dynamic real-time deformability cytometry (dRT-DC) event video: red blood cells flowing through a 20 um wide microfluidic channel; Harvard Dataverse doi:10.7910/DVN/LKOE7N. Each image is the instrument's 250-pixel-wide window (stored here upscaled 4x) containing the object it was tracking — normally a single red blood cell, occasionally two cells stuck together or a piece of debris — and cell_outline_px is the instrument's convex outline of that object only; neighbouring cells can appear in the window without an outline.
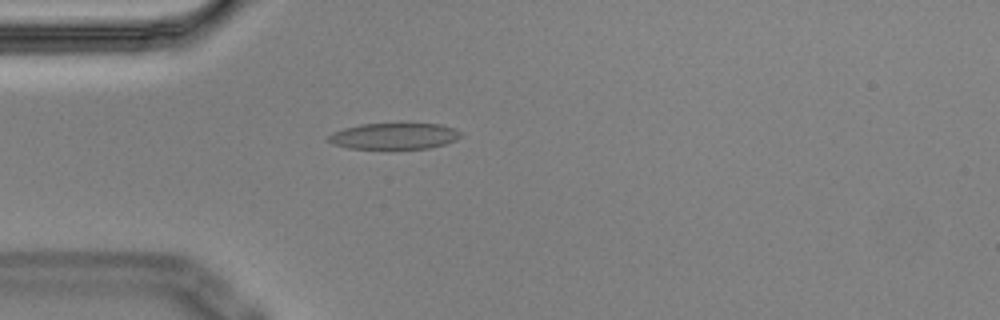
{"species": "Egyptian fruit bat (a non-hibernating species)", "species_latin": "Rousettus aegyptiacus", "temperature_condition": "cold", "stored_images_in_passage": 3, "camera_frame_rate_fps": 3000, "um_per_image_px": 0.085, "animal": {"sex": "male"}, "frame": {"image": 1, "passage_image": 3, "time_ms": 0.667, "image_size_px": [1000, 320], "cell_outline_px": [[464, 136], [456, 140], [444, 144], [428, 148], [348, 148], [332, 144], [324, 140], [332, 132], [344, 128], [360, 124], [400, 120], [440, 124], [456, 128]], "centroid_in_image_um": [33.52, 11.5], "position_along_channel_um": 51.5, "area_um2": 21.39}}